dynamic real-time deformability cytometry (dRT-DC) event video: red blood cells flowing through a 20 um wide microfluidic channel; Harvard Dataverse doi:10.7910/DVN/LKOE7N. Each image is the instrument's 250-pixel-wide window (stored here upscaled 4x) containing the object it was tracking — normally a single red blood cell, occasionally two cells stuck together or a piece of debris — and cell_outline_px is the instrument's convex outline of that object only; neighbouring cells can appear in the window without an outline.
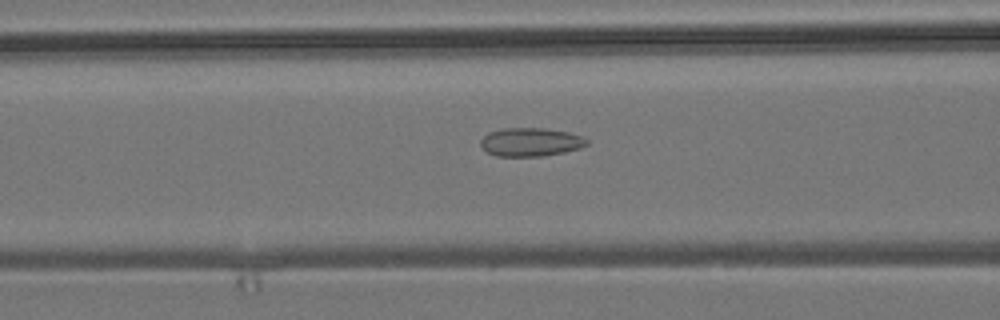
{"species": "common noctule bat (a hibernating species)", "species_latin": "Nyctalus noctula", "temperature_condition": "room temperature", "stored_images_in_passage": 50, "camera_frame_rate_fps": 3000, "um_per_image_px": 0.085, "animal": {"sex": "male", "body_mass_g": 19.2, "forearm_length_mm": 51.8}, "frame": {"image": 1, "passage_image": 18, "time_ms": 5.667, "image_size_px": [1000, 320], "cell_outline_px": [[588, 144], [580, 148], [564, 152], [544, 156], [496, 156], [488, 152], [480, 144], [480, 140], [488, 132], [504, 128], [544, 128], [568, 132], [584, 136], [588, 140]], "centroid_in_image_um": [45.12, 12.07], "position_along_channel_um": 121.5, "area_um2": 17.69}}
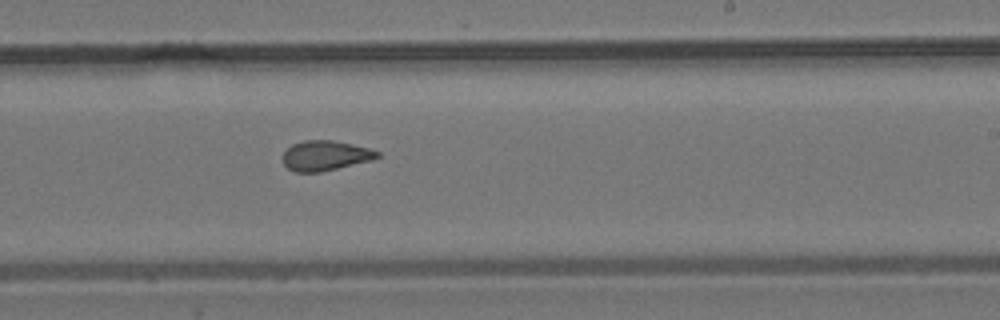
{"frame": {"image": 2, "passage_image": 29, "time_ms": 9.333, "image_size_px": [1000, 320], "cell_outline_px": [[380, 156], [372, 160], [320, 172], [296, 172], [288, 168], [284, 164], [284, 152], [292, 144], [304, 140], [332, 140], [352, 144], [368, 148], [380, 152]], "centroid_in_image_um": [27.66, 13.22], "position_along_channel_um": 261.3, "area_um2": 16.36}}
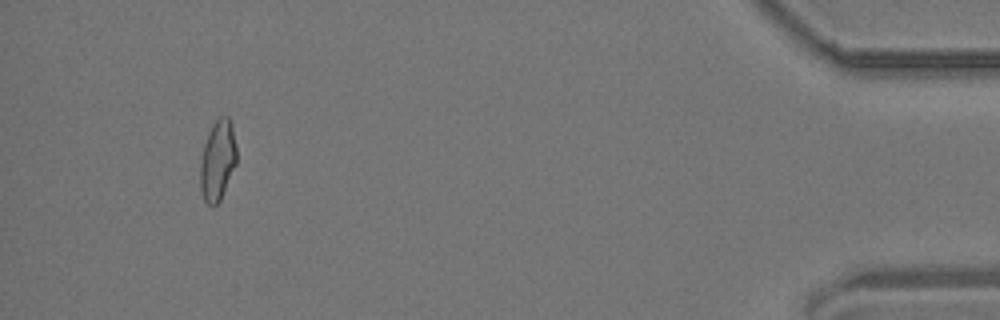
{"frame": {"image": 3, "passage_image": 47, "time_ms": 15.333, "image_size_px": [1000, 320], "cell_outline_px": [[236, 164], [220, 200], [212, 208], [204, 200], [200, 188], [200, 160], [204, 144], [208, 132], [212, 124], [220, 116], [228, 116], [232, 124], [236, 148]], "centroid_in_image_um": [18.49, 13.63], "position_along_channel_um": 416.7, "area_um2": 17.11}, "authors_computed_cell_mechanics": {"area_um2": 17.1088, "velocity_mm_per_s": 3.8136, "shape_relaxation_time_tau1_ms": null, "shape_relaxation_time_tau2_ms": 1.7013, "deformation_change_tau1": null, "deformation_change_tau2": 0.0793}}